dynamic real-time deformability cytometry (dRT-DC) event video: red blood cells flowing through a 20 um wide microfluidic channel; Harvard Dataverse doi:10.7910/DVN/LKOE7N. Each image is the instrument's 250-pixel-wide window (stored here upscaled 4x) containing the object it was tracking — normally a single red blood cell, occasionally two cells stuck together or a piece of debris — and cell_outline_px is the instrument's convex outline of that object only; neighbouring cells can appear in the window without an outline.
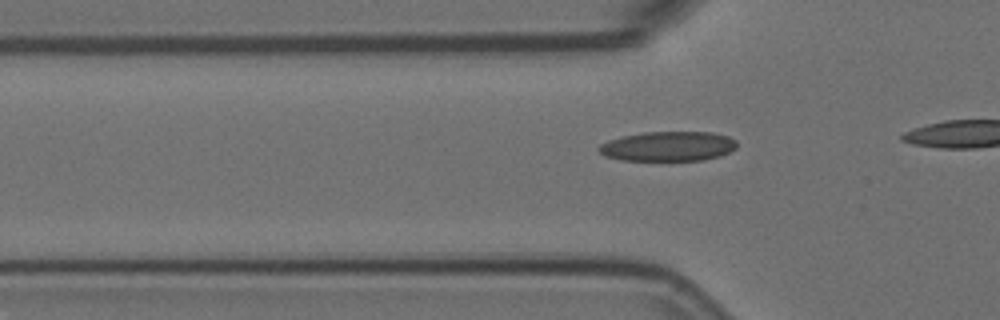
{"species": "Egyptian fruit bat (a non-hibernating species)", "species_latin": "Rousettus aegyptiacus", "temperature_condition": "room temperature", "stored_images_in_passage": 12, "camera_frame_rate_fps": 3000, "um_per_image_px": 0.085, "animal": {"sex": "female"}, "frame": {"image": 1, "passage_image": 6, "time_ms": 1.667, "image_size_px": [1000, 320], "cell_outline_px": [[736, 148], [720, 156], [704, 160], [620, 160], [604, 156], [596, 148], [600, 144], [608, 140], [624, 136], [644, 132], [712, 132], [728, 136], [736, 140]], "centroid_in_image_um": [56.78, 12.43], "position_along_channel_um": 69.0, "area_um2": 23.93}}
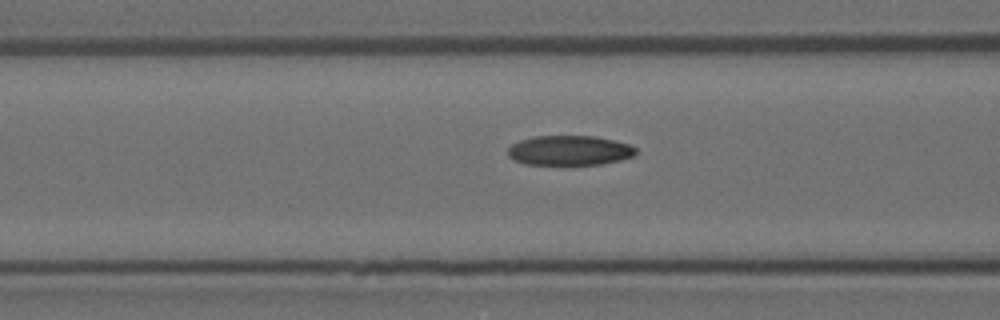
{"frame": {"image": 2, "passage_image": 10, "time_ms": 3.0, "image_size_px": [1000, 320], "cell_outline_px": [[636, 152], [632, 156], [620, 160], [600, 164], [524, 164], [508, 156], [508, 148], [512, 144], [520, 140], [536, 136], [596, 136], [616, 140], [628, 144], [636, 148]], "centroid_in_image_um": [48.41, 12.78], "position_along_channel_um": 118.2, "area_um2": 22.08}}